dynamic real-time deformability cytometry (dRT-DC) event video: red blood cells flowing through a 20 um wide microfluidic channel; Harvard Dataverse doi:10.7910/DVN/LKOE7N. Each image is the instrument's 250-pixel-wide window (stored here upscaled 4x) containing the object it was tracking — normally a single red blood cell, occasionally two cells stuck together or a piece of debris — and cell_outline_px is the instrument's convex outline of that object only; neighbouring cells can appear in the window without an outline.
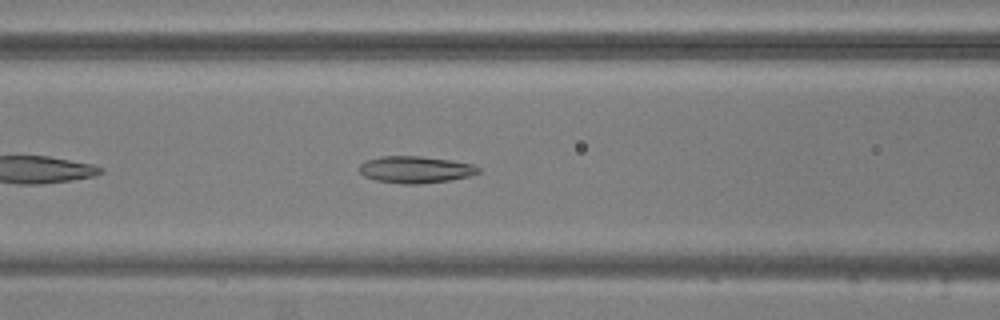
{"species": "common noctule bat (a hibernating species)", "species_latin": "Nyctalus noctula", "temperature_condition": "warm", "stored_images_in_passage": 42, "camera_frame_rate_fps": 3000, "um_per_image_px": 0.085, "animal": {"sex": "male", "body_mass_g": 20.5, "forearm_length_mm": 52.5}, "frame": {"image": 1, "passage_image": 9, "time_ms": 2.667, "image_size_px": [1000, 320], "cell_outline_px": [[480, 172], [468, 176], [448, 180], [416, 184], [404, 184], [376, 180], [364, 176], [360, 172], [360, 164], [368, 160], [380, 156], [420, 156], [452, 160], [472, 164], [480, 168]], "centroid_in_image_um": [35.31, 14.4], "position_along_channel_um": 131.3, "area_um2": 18.44}}
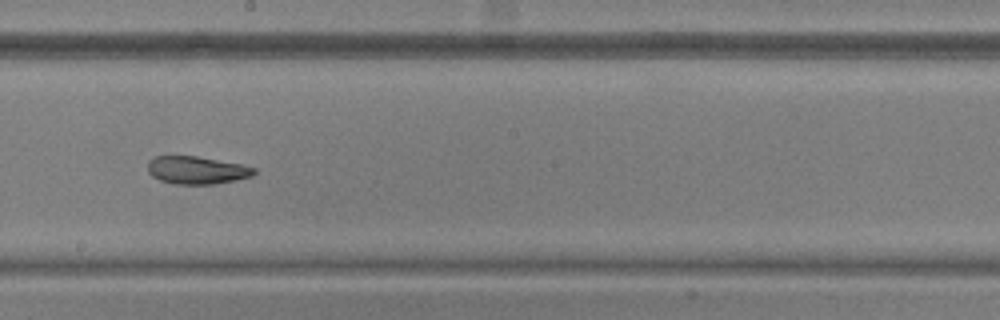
{"frame": {"image": 2, "passage_image": 17, "time_ms": 5.333, "image_size_px": [1000, 320], "cell_outline_px": [[256, 172], [252, 176], [236, 180], [216, 184], [172, 184], [160, 180], [152, 176], [148, 172], [148, 160], [156, 156], [196, 156], [244, 164], [256, 168]], "centroid_in_image_um": [16.74, 14.46], "position_along_channel_um": 231.5, "area_um2": 17.4}}
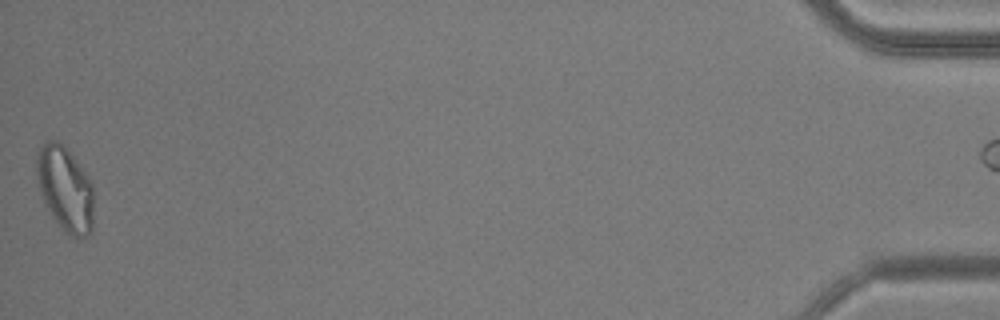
{"frame": {"image": 3, "passage_image": 41, "time_ms": 13.333, "image_size_px": [1000, 320], "cell_outline_px": [[92, 232], [88, 236], [72, 236], [64, 232], [60, 228], [44, 204], [36, 172], [36, 152], [48, 140], [56, 140], [76, 160], [88, 176], [92, 184]], "centroid_in_image_um": [5.52, 16.08], "position_along_channel_um": 429.7, "area_um2": 27.86}}